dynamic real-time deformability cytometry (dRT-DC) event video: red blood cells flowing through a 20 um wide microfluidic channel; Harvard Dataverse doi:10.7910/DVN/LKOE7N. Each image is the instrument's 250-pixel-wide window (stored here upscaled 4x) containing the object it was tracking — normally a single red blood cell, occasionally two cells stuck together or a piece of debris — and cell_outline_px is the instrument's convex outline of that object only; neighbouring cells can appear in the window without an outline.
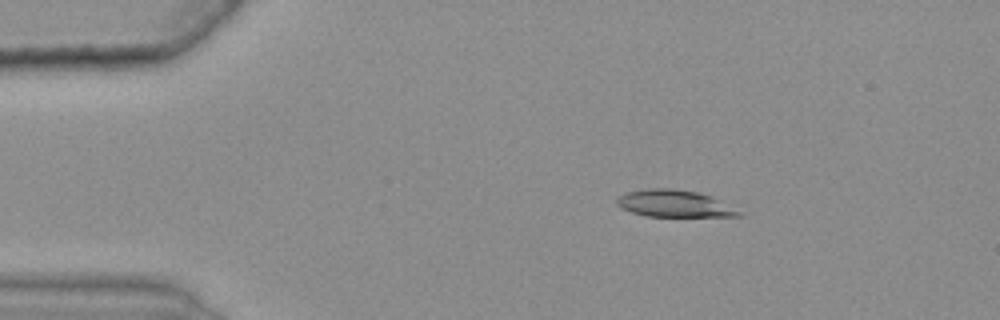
{"species": "common noctule bat (a hibernating species)", "species_latin": "Nyctalus noctula", "temperature_condition": "warm", "stored_images_in_passage": 47, "camera_frame_rate_fps": 3000, "um_per_image_px": 0.085, "animal": {"sex": "female", "body_mass_g": 25.1}, "frame": {"image": 1, "passage_image": 9, "time_ms": 2.667, "image_size_px": [1000, 320], "cell_outline_px": [[744, 216], [644, 216], [620, 208], [616, 204], [616, 196], [628, 192], [644, 188], [672, 188], [696, 192], [712, 196], [744, 212]], "centroid_in_image_um": [57.31, 17.3], "position_along_channel_um": 27.7, "area_um2": 19.42}}
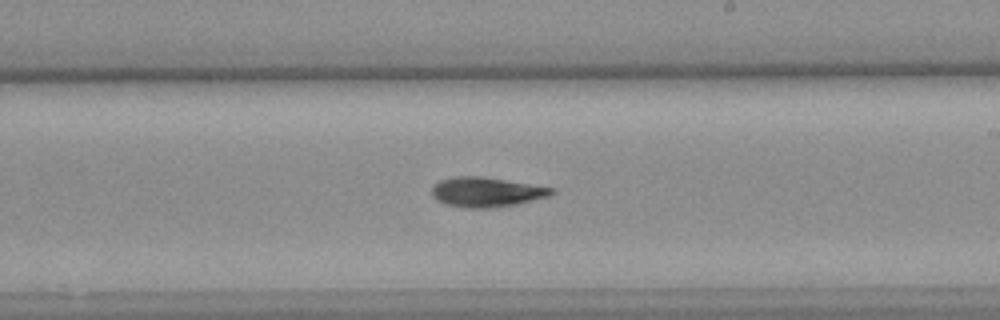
{"frame": {"image": 2, "passage_image": 32, "time_ms": 10.333, "image_size_px": [1000, 320], "cell_outline_px": [[556, 192], [548, 196], [532, 200], [512, 204], [488, 208], [468, 208], [448, 204], [436, 200], [432, 196], [432, 188], [440, 180], [456, 176], [480, 176], [556, 188]], "centroid_in_image_um": [41.34, 16.31], "position_along_channel_um": 247.7, "area_um2": 20.4}}
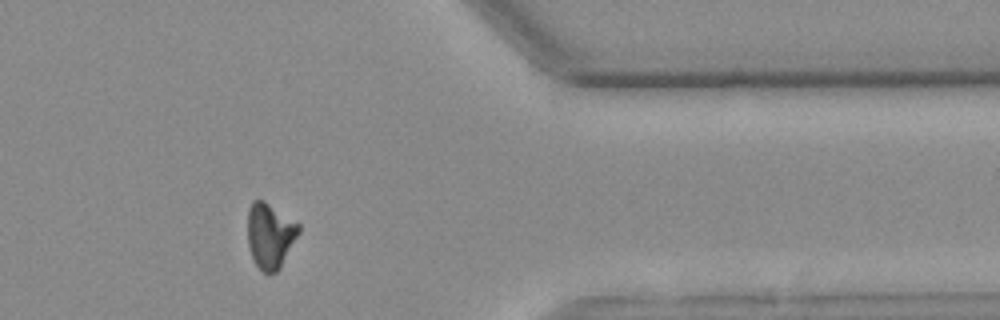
{"frame": {"image": 3, "passage_image": 45, "time_ms": 14.667, "image_size_px": [1000, 320], "cell_outline_px": [[300, 232], [280, 268], [276, 272], [268, 276], [256, 264], [252, 256], [248, 244], [248, 208], [252, 200], [264, 200], [300, 224]], "centroid_in_image_um": [22.96, 20.02], "position_along_channel_um": 388.4, "area_um2": 19.54}, "authors_computed_cell_mechanics": {"area_um2": 20.1144, "velocity_mm_per_s": 3.6756, "shape_relaxation_time_tau1_ms": null, "shape_relaxation_time_tau2_ms": 7.4748, "deformation_change_tau1": null, "deformation_change_tau2": 0.1481}}